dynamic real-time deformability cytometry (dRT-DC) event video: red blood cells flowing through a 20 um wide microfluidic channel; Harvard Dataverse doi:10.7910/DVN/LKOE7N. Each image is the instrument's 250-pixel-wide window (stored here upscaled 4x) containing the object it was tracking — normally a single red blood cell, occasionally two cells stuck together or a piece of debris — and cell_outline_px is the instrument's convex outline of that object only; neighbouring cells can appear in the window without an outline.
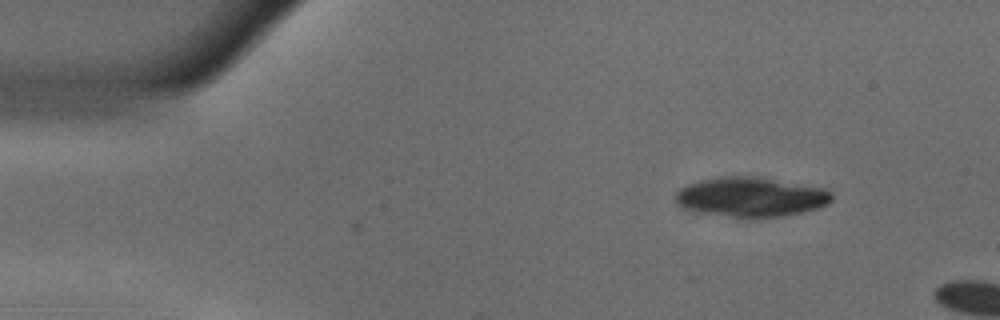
{"species": "common noctule bat (a hibernating species)", "species_latin": "Nyctalus noctula", "temperature_condition": "warm", "stored_images_in_passage": 8, "camera_frame_rate_fps": 3000, "um_per_image_px": 0.085, "animal": {"sex": "male", "body_mass_g": 18.8}, "frame": {"image": 1, "passage_image": 1, "time_ms": 0.0, "image_size_px": [1000, 320], "cell_outline_px": [[832, 200], [828, 204], [804, 212], [784, 216], [760, 220], [744, 220], [680, 208], [676, 204], [676, 192], [680, 188], [688, 184], [700, 180], [720, 176], [760, 176], [828, 188], [832, 192]], "centroid_in_image_um": [63.86, 16.77], "position_along_channel_um": 21.1, "area_um2": 37.45}}